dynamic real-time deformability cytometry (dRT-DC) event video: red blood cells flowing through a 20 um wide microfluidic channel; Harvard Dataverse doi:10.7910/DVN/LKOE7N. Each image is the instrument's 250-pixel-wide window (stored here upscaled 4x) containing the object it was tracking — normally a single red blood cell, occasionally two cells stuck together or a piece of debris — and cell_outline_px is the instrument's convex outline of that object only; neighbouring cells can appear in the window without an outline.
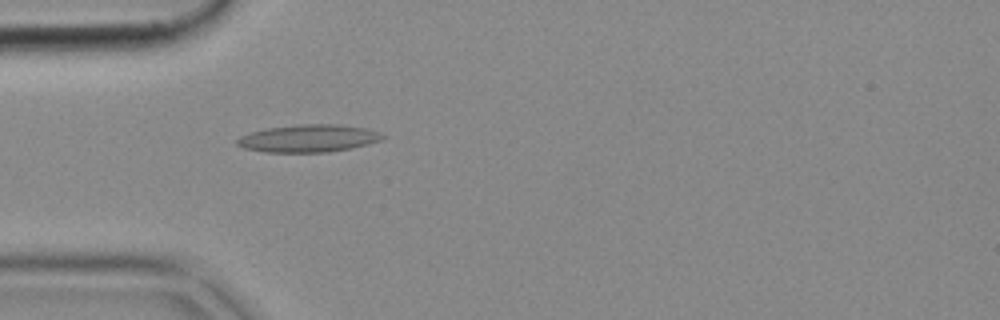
{"species": "common noctule bat (a hibernating species)", "species_latin": "Nyctalus noctula", "temperature_condition": "cold", "stored_images_in_passage": 51, "camera_frame_rate_fps": 3000, "um_per_image_px": 0.085, "animal": {"sex": "female", "body_mass_g": 18.4}, "frame": {"image": 1, "passage_image": 15, "time_ms": 4.667, "image_size_px": [1000, 320], "cell_outline_px": [[384, 140], [352, 148], [328, 152], [264, 152], [244, 148], [236, 144], [236, 140], [240, 136], [252, 132], [268, 128], [304, 124], [336, 124], [364, 128], [380, 132], [384, 136]], "centroid_in_image_um": [26.24, 11.77], "position_along_channel_um": 58.8, "area_um2": 23.24}}
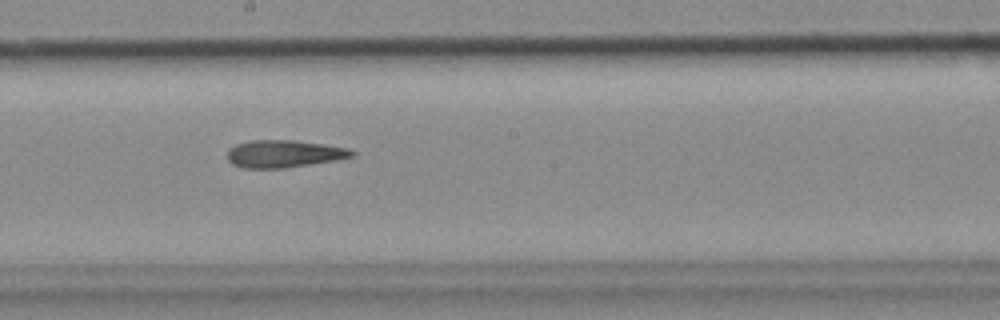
{"frame": {"image": 2, "passage_image": 28, "time_ms": 9.0, "image_size_px": [1000, 320], "cell_outline_px": [[356, 156], [336, 160], [284, 168], [244, 168], [232, 164], [228, 160], [228, 148], [236, 144], [252, 140], [296, 140], [324, 144], [348, 148], [356, 152]], "centroid_in_image_um": [24.15, 13.07], "position_along_channel_um": 224.0, "area_um2": 20.0}}
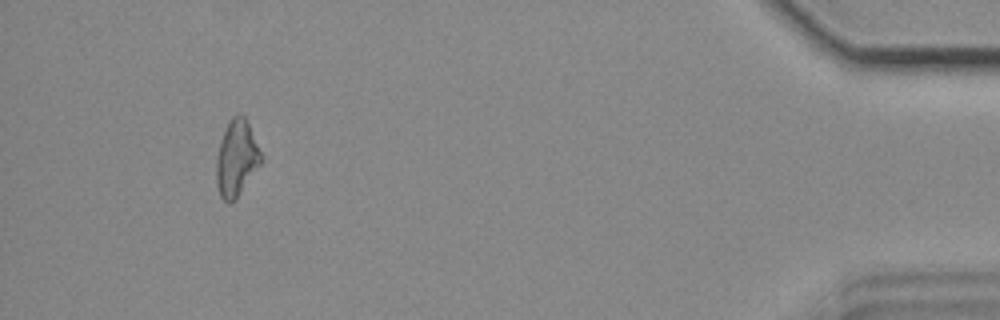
{"frame": {"image": 3, "passage_image": 48, "time_ms": 15.667, "image_size_px": [1000, 320], "cell_outline_px": [[264, 160], [236, 196], [228, 204], [220, 196], [216, 184], [216, 156], [220, 140], [228, 120], [232, 116], [240, 112], [244, 116], [264, 156]], "centroid_in_image_um": [20.1, 13.39], "position_along_channel_um": 415.1, "area_um2": 19.88}}